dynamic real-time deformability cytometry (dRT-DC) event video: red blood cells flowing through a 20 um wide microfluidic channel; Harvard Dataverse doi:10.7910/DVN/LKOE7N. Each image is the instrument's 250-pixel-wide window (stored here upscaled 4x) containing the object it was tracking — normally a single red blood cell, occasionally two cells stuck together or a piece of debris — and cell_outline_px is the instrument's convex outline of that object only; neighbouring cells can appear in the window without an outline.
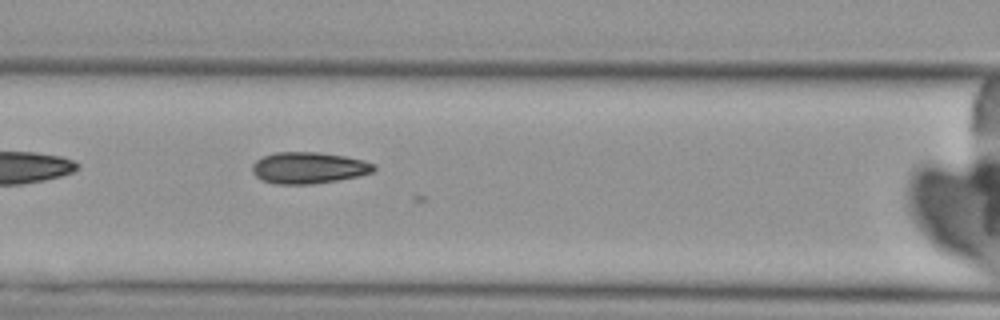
{"species": "Egyptian fruit bat (a non-hibernating species)", "species_latin": "Rousettus aegyptiacus", "temperature_condition": "cold", "stored_images_in_passage": 7, "camera_frame_rate_fps": 3000, "um_per_image_px": 0.085, "animal": {"sex": "female"}, "frame": {"image": 1, "passage_image": 7, "time_ms": 6.667, "image_size_px": [1000, 320], "cell_outline_px": [[376, 168], [372, 172], [360, 176], [312, 184], [276, 184], [260, 180], [252, 172], [252, 164], [256, 160], [264, 156], [276, 152], [320, 152], [344, 156], [364, 160], [376, 164]], "centroid_in_image_um": [26.23, 14.26], "position_along_channel_um": 140.4, "area_um2": 22.43}}